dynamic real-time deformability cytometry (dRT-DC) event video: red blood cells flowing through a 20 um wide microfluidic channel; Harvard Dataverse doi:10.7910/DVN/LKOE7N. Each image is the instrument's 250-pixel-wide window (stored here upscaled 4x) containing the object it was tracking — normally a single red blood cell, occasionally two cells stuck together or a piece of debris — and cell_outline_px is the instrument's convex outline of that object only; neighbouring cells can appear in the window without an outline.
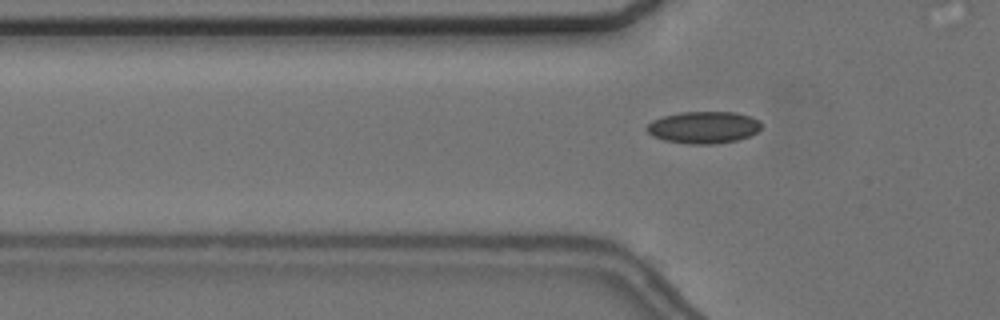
{"species": "common noctule bat (a hibernating species)", "species_latin": "Nyctalus noctula", "temperature_condition": "cold", "stored_images_in_passage": 19, "camera_frame_rate_fps": 3000, "um_per_image_px": 0.085, "animal": {"sex": "female", "body_mass_g": 24.6, "forearm_length_mm": 56.2}, "frame": {"image": 1, "passage_image": 19, "time_ms": 6.0, "image_size_px": [1000, 320], "cell_outline_px": [[760, 128], [752, 136], [740, 140], [716, 144], [688, 144], [664, 140], [652, 136], [644, 128], [652, 120], [664, 116], [680, 112], [736, 112], [752, 116], [760, 120]], "centroid_in_image_um": [59.82, 10.83], "position_along_channel_um": 66.0, "area_um2": 21.68}}